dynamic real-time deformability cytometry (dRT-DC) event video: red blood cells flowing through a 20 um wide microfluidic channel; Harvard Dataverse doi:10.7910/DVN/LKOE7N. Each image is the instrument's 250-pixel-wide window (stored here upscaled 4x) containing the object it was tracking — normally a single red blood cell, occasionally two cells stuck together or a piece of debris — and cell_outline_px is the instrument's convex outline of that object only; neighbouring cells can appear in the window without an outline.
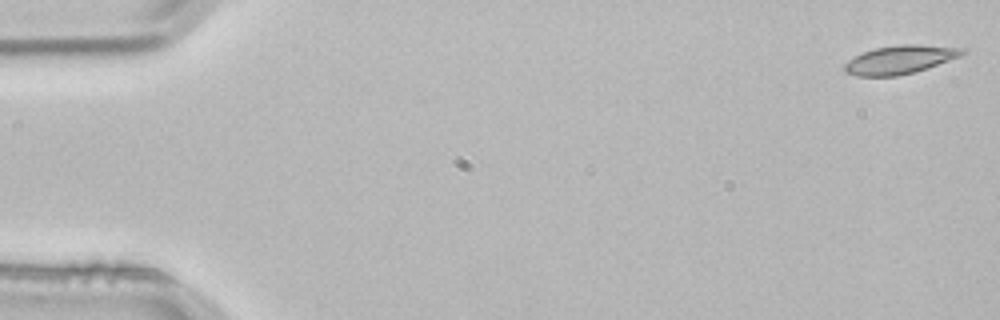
{"species": "common noctule bat (a hibernating species)", "species_latin": "Nyctalus noctula", "temperature_condition": "room temperature", "stored_images_in_passage": 3, "camera_frame_rate_fps": 3000, "um_per_image_px": 0.085, "animal": {"sex": "male", "body_mass_g": 21.5, "forearm_length_mm": 52.0}, "frame": {"image": 1, "passage_image": 1, "time_ms": 0.0, "image_size_px": [1000, 320], "cell_outline_px": [[968, 52], [960, 56], [916, 72], [896, 76], [856, 76], [844, 72], [844, 64], [848, 60], [864, 52], [876, 48], [900, 44], [920, 44], [968, 48]], "centroid_in_image_um": [76.54, 5.06], "position_along_channel_um": 8.5, "area_um2": 19.65}}
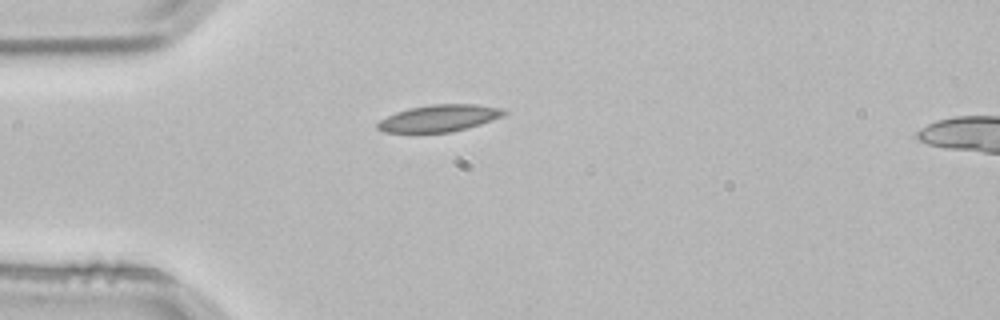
{"frame": {"image": 2, "passage_image": 3, "time_ms": 0.667, "image_size_px": [1000, 320], "cell_outline_px": [[508, 112], [504, 116], [480, 124], [452, 132], [416, 136], [384, 132], [376, 128], [376, 124], [380, 120], [396, 112], [408, 108], [432, 104], [476, 104], [500, 108]], "centroid_in_image_um": [37.24, 10.1], "position_along_channel_um": 47.8, "area_um2": 20.69}}